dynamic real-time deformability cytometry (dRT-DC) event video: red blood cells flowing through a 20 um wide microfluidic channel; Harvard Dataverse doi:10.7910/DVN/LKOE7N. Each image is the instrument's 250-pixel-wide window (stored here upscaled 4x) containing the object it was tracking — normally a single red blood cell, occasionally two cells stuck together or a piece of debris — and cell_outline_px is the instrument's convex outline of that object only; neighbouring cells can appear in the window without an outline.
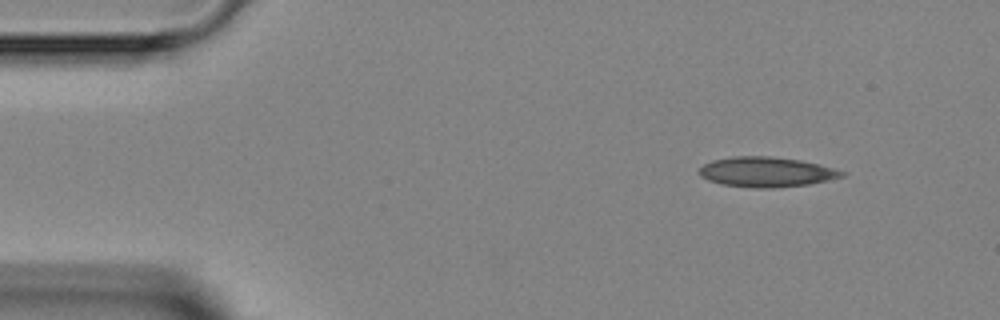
{"species": "Egyptian fruit bat (a non-hibernating species)", "species_latin": "Rousettus aegyptiacus", "temperature_condition": "room temperature", "stored_images_in_passage": 1, "camera_frame_rate_fps": 3000, "um_per_image_px": 0.085, "animal": {"sex": "female"}, "frame": {"image": 1, "passage_image": 1, "time_ms": 0.0, "image_size_px": [1000, 320], "cell_outline_px": [[848, 172], [844, 176], [808, 184], [772, 188], [752, 188], [724, 184], [708, 180], [700, 176], [700, 168], [704, 164], [712, 160], [732, 156], [772, 156], [800, 160], [820, 164]], "centroid_in_image_um": [65.16, 14.61], "position_along_channel_um": 19.8, "area_um2": 24.91}}